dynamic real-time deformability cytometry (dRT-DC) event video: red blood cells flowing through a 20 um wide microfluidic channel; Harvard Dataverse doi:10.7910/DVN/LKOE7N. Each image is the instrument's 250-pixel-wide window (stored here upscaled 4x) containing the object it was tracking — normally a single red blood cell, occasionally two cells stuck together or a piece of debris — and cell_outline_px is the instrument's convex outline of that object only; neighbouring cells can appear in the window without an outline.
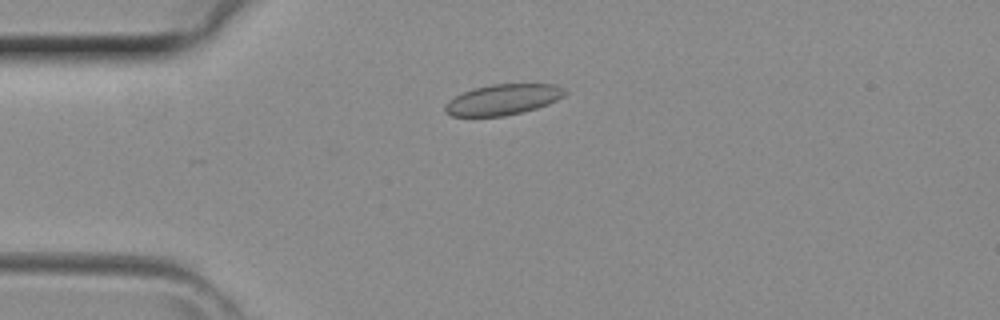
{"species": "common noctule bat (a hibernating species)", "species_latin": "Nyctalus noctula", "temperature_condition": "room temperature", "stored_images_in_passage": 36, "camera_frame_rate_fps": 3000, "um_per_image_px": 0.085, "animal": {"sex": "female", "body_mass_g": 29.2, "forearm_length_mm": 56.3}, "frame": {"image": 1, "passage_image": 4, "time_ms": 1.0, "image_size_px": [1000, 320], "cell_outline_px": [[568, 92], [564, 96], [548, 104], [536, 108], [504, 116], [452, 116], [444, 112], [444, 108], [448, 100], [472, 88], [492, 84], [556, 84], [564, 88]], "centroid_in_image_um": [42.75, 8.45], "position_along_channel_um": 42.2, "area_um2": 21.39}}
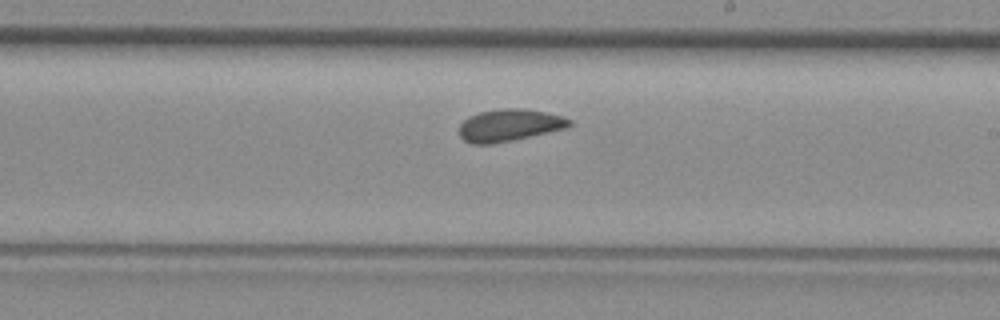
{"frame": {"image": 2, "passage_image": 18, "time_ms": 5.667, "image_size_px": [1000, 320], "cell_outline_px": [[572, 124], [568, 128], [512, 140], [492, 144], [472, 144], [464, 140], [460, 136], [460, 124], [468, 116], [480, 112], [504, 108], [520, 108], [544, 112], [564, 116], [572, 120]], "centroid_in_image_um": [43.31, 10.64], "position_along_channel_um": 245.7, "area_um2": 20.63}}
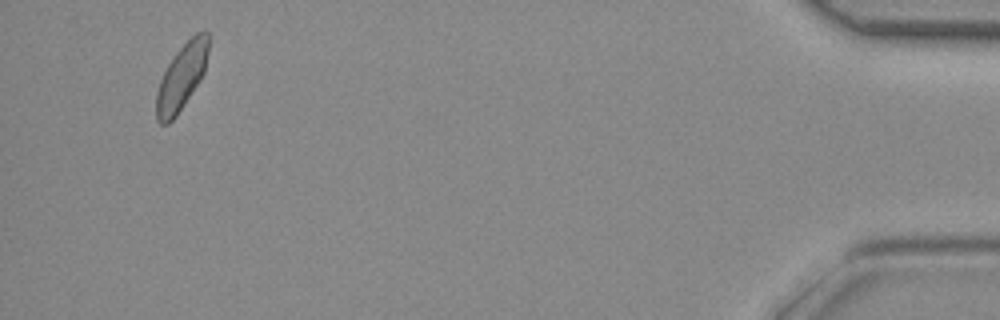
{"frame": {"image": 3, "passage_image": 34, "time_ms": 11.0, "image_size_px": [1000, 320], "cell_outline_px": [[208, 52], [204, 72], [176, 116], [168, 124], [160, 124], [156, 120], [156, 92], [160, 80], [172, 56], [196, 32], [208, 32]], "centroid_in_image_um": [15.4, 6.56], "position_along_channel_um": 419.8, "area_um2": 19.65}}